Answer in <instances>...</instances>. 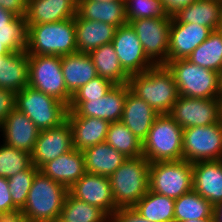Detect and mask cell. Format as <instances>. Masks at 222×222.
<instances>
[{
    "instance_id": "10",
    "label": "cell",
    "mask_w": 222,
    "mask_h": 222,
    "mask_svg": "<svg viewBox=\"0 0 222 222\" xmlns=\"http://www.w3.org/2000/svg\"><path fill=\"white\" fill-rule=\"evenodd\" d=\"M183 160H222V119L215 124L183 129Z\"/></svg>"
},
{
    "instance_id": "9",
    "label": "cell",
    "mask_w": 222,
    "mask_h": 222,
    "mask_svg": "<svg viewBox=\"0 0 222 222\" xmlns=\"http://www.w3.org/2000/svg\"><path fill=\"white\" fill-rule=\"evenodd\" d=\"M28 86L69 106L72 94L67 90L61 69V56L28 55Z\"/></svg>"
},
{
    "instance_id": "5",
    "label": "cell",
    "mask_w": 222,
    "mask_h": 222,
    "mask_svg": "<svg viewBox=\"0 0 222 222\" xmlns=\"http://www.w3.org/2000/svg\"><path fill=\"white\" fill-rule=\"evenodd\" d=\"M68 188L38 171L20 212L31 222L53 221L60 217Z\"/></svg>"
},
{
    "instance_id": "51",
    "label": "cell",
    "mask_w": 222,
    "mask_h": 222,
    "mask_svg": "<svg viewBox=\"0 0 222 222\" xmlns=\"http://www.w3.org/2000/svg\"><path fill=\"white\" fill-rule=\"evenodd\" d=\"M53 222H66L64 220H62L60 217L56 218L55 220H53Z\"/></svg>"
},
{
    "instance_id": "32",
    "label": "cell",
    "mask_w": 222,
    "mask_h": 222,
    "mask_svg": "<svg viewBox=\"0 0 222 222\" xmlns=\"http://www.w3.org/2000/svg\"><path fill=\"white\" fill-rule=\"evenodd\" d=\"M191 63L222 74V32L214 30L187 58Z\"/></svg>"
},
{
    "instance_id": "4",
    "label": "cell",
    "mask_w": 222,
    "mask_h": 222,
    "mask_svg": "<svg viewBox=\"0 0 222 222\" xmlns=\"http://www.w3.org/2000/svg\"><path fill=\"white\" fill-rule=\"evenodd\" d=\"M150 162L142 155L127 158L109 177L116 207L132 208L149 190Z\"/></svg>"
},
{
    "instance_id": "42",
    "label": "cell",
    "mask_w": 222,
    "mask_h": 222,
    "mask_svg": "<svg viewBox=\"0 0 222 222\" xmlns=\"http://www.w3.org/2000/svg\"><path fill=\"white\" fill-rule=\"evenodd\" d=\"M16 93L0 88V124L16 108Z\"/></svg>"
},
{
    "instance_id": "25",
    "label": "cell",
    "mask_w": 222,
    "mask_h": 222,
    "mask_svg": "<svg viewBox=\"0 0 222 222\" xmlns=\"http://www.w3.org/2000/svg\"><path fill=\"white\" fill-rule=\"evenodd\" d=\"M61 69L66 88L72 95L98 76L88 53L75 52L61 56Z\"/></svg>"
},
{
    "instance_id": "28",
    "label": "cell",
    "mask_w": 222,
    "mask_h": 222,
    "mask_svg": "<svg viewBox=\"0 0 222 222\" xmlns=\"http://www.w3.org/2000/svg\"><path fill=\"white\" fill-rule=\"evenodd\" d=\"M82 153L85 171L106 177H110L127 159L105 141L83 150Z\"/></svg>"
},
{
    "instance_id": "7",
    "label": "cell",
    "mask_w": 222,
    "mask_h": 222,
    "mask_svg": "<svg viewBox=\"0 0 222 222\" xmlns=\"http://www.w3.org/2000/svg\"><path fill=\"white\" fill-rule=\"evenodd\" d=\"M15 103L40 131L59 126L66 120L68 107L64 103L30 86L16 93Z\"/></svg>"
},
{
    "instance_id": "19",
    "label": "cell",
    "mask_w": 222,
    "mask_h": 222,
    "mask_svg": "<svg viewBox=\"0 0 222 222\" xmlns=\"http://www.w3.org/2000/svg\"><path fill=\"white\" fill-rule=\"evenodd\" d=\"M193 165V190L213 206L222 201V160L198 161Z\"/></svg>"
},
{
    "instance_id": "37",
    "label": "cell",
    "mask_w": 222,
    "mask_h": 222,
    "mask_svg": "<svg viewBox=\"0 0 222 222\" xmlns=\"http://www.w3.org/2000/svg\"><path fill=\"white\" fill-rule=\"evenodd\" d=\"M27 33L26 17L17 16L12 22L0 26V40L11 53L27 51Z\"/></svg>"
},
{
    "instance_id": "46",
    "label": "cell",
    "mask_w": 222,
    "mask_h": 222,
    "mask_svg": "<svg viewBox=\"0 0 222 222\" xmlns=\"http://www.w3.org/2000/svg\"><path fill=\"white\" fill-rule=\"evenodd\" d=\"M0 222H31L21 212L0 216Z\"/></svg>"
},
{
    "instance_id": "8",
    "label": "cell",
    "mask_w": 222,
    "mask_h": 222,
    "mask_svg": "<svg viewBox=\"0 0 222 222\" xmlns=\"http://www.w3.org/2000/svg\"><path fill=\"white\" fill-rule=\"evenodd\" d=\"M193 189V165L186 160L150 163L149 190L177 199Z\"/></svg>"
},
{
    "instance_id": "30",
    "label": "cell",
    "mask_w": 222,
    "mask_h": 222,
    "mask_svg": "<svg viewBox=\"0 0 222 222\" xmlns=\"http://www.w3.org/2000/svg\"><path fill=\"white\" fill-rule=\"evenodd\" d=\"M88 54L95 65L98 76L107 79L114 85L128 84L130 76L121 67L112 43L104 44Z\"/></svg>"
},
{
    "instance_id": "45",
    "label": "cell",
    "mask_w": 222,
    "mask_h": 222,
    "mask_svg": "<svg viewBox=\"0 0 222 222\" xmlns=\"http://www.w3.org/2000/svg\"><path fill=\"white\" fill-rule=\"evenodd\" d=\"M196 0H162L163 5L169 15H173L180 8L186 7Z\"/></svg>"
},
{
    "instance_id": "31",
    "label": "cell",
    "mask_w": 222,
    "mask_h": 222,
    "mask_svg": "<svg viewBox=\"0 0 222 222\" xmlns=\"http://www.w3.org/2000/svg\"><path fill=\"white\" fill-rule=\"evenodd\" d=\"M150 222H174L175 199L148 190L132 207Z\"/></svg>"
},
{
    "instance_id": "39",
    "label": "cell",
    "mask_w": 222,
    "mask_h": 222,
    "mask_svg": "<svg viewBox=\"0 0 222 222\" xmlns=\"http://www.w3.org/2000/svg\"><path fill=\"white\" fill-rule=\"evenodd\" d=\"M38 171L39 169L32 164L29 168L8 178L12 202L19 210L24 207L27 201L34 176Z\"/></svg>"
},
{
    "instance_id": "26",
    "label": "cell",
    "mask_w": 222,
    "mask_h": 222,
    "mask_svg": "<svg viewBox=\"0 0 222 222\" xmlns=\"http://www.w3.org/2000/svg\"><path fill=\"white\" fill-rule=\"evenodd\" d=\"M72 128L73 148L83 151L106 140L110 122L96 117H66Z\"/></svg>"
},
{
    "instance_id": "6",
    "label": "cell",
    "mask_w": 222,
    "mask_h": 222,
    "mask_svg": "<svg viewBox=\"0 0 222 222\" xmlns=\"http://www.w3.org/2000/svg\"><path fill=\"white\" fill-rule=\"evenodd\" d=\"M142 154L150 162L183 160V128L169 115H158L147 138Z\"/></svg>"
},
{
    "instance_id": "2",
    "label": "cell",
    "mask_w": 222,
    "mask_h": 222,
    "mask_svg": "<svg viewBox=\"0 0 222 222\" xmlns=\"http://www.w3.org/2000/svg\"><path fill=\"white\" fill-rule=\"evenodd\" d=\"M27 35L28 55L65 56L77 52L74 18L30 25Z\"/></svg>"
},
{
    "instance_id": "18",
    "label": "cell",
    "mask_w": 222,
    "mask_h": 222,
    "mask_svg": "<svg viewBox=\"0 0 222 222\" xmlns=\"http://www.w3.org/2000/svg\"><path fill=\"white\" fill-rule=\"evenodd\" d=\"M39 131L36 125L17 108L0 124L3 142L29 154L33 151Z\"/></svg>"
},
{
    "instance_id": "1",
    "label": "cell",
    "mask_w": 222,
    "mask_h": 222,
    "mask_svg": "<svg viewBox=\"0 0 222 222\" xmlns=\"http://www.w3.org/2000/svg\"><path fill=\"white\" fill-rule=\"evenodd\" d=\"M128 84L130 90L159 115L170 114L179 96L174 77L165 64H157L145 72L131 75Z\"/></svg>"
},
{
    "instance_id": "29",
    "label": "cell",
    "mask_w": 222,
    "mask_h": 222,
    "mask_svg": "<svg viewBox=\"0 0 222 222\" xmlns=\"http://www.w3.org/2000/svg\"><path fill=\"white\" fill-rule=\"evenodd\" d=\"M222 15V0H196L180 8L173 16L180 23H195L218 30Z\"/></svg>"
},
{
    "instance_id": "49",
    "label": "cell",
    "mask_w": 222,
    "mask_h": 222,
    "mask_svg": "<svg viewBox=\"0 0 222 222\" xmlns=\"http://www.w3.org/2000/svg\"><path fill=\"white\" fill-rule=\"evenodd\" d=\"M10 54L11 52L5 46H3V42L0 40V56L10 55Z\"/></svg>"
},
{
    "instance_id": "21",
    "label": "cell",
    "mask_w": 222,
    "mask_h": 222,
    "mask_svg": "<svg viewBox=\"0 0 222 222\" xmlns=\"http://www.w3.org/2000/svg\"><path fill=\"white\" fill-rule=\"evenodd\" d=\"M76 13L77 0H28L27 28L75 18Z\"/></svg>"
},
{
    "instance_id": "53",
    "label": "cell",
    "mask_w": 222,
    "mask_h": 222,
    "mask_svg": "<svg viewBox=\"0 0 222 222\" xmlns=\"http://www.w3.org/2000/svg\"><path fill=\"white\" fill-rule=\"evenodd\" d=\"M221 91H222V74H221Z\"/></svg>"
},
{
    "instance_id": "43",
    "label": "cell",
    "mask_w": 222,
    "mask_h": 222,
    "mask_svg": "<svg viewBox=\"0 0 222 222\" xmlns=\"http://www.w3.org/2000/svg\"><path fill=\"white\" fill-rule=\"evenodd\" d=\"M109 222H150L133 208H119L109 217Z\"/></svg>"
},
{
    "instance_id": "20",
    "label": "cell",
    "mask_w": 222,
    "mask_h": 222,
    "mask_svg": "<svg viewBox=\"0 0 222 222\" xmlns=\"http://www.w3.org/2000/svg\"><path fill=\"white\" fill-rule=\"evenodd\" d=\"M39 171L69 189L86 173L84 155L82 151L73 148L56 159L45 163Z\"/></svg>"
},
{
    "instance_id": "47",
    "label": "cell",
    "mask_w": 222,
    "mask_h": 222,
    "mask_svg": "<svg viewBox=\"0 0 222 222\" xmlns=\"http://www.w3.org/2000/svg\"><path fill=\"white\" fill-rule=\"evenodd\" d=\"M16 17L17 15H15L14 13L10 11L4 10L0 6V26L6 25L7 23L12 22Z\"/></svg>"
},
{
    "instance_id": "3",
    "label": "cell",
    "mask_w": 222,
    "mask_h": 222,
    "mask_svg": "<svg viewBox=\"0 0 222 222\" xmlns=\"http://www.w3.org/2000/svg\"><path fill=\"white\" fill-rule=\"evenodd\" d=\"M165 65L174 77L180 96L222 98L221 75L218 72L193 64L187 59L167 61Z\"/></svg>"
},
{
    "instance_id": "27",
    "label": "cell",
    "mask_w": 222,
    "mask_h": 222,
    "mask_svg": "<svg viewBox=\"0 0 222 222\" xmlns=\"http://www.w3.org/2000/svg\"><path fill=\"white\" fill-rule=\"evenodd\" d=\"M28 59L27 51H17L0 57V88L18 93L28 86Z\"/></svg>"
},
{
    "instance_id": "48",
    "label": "cell",
    "mask_w": 222,
    "mask_h": 222,
    "mask_svg": "<svg viewBox=\"0 0 222 222\" xmlns=\"http://www.w3.org/2000/svg\"><path fill=\"white\" fill-rule=\"evenodd\" d=\"M213 221L222 222V201L213 206Z\"/></svg>"
},
{
    "instance_id": "41",
    "label": "cell",
    "mask_w": 222,
    "mask_h": 222,
    "mask_svg": "<svg viewBox=\"0 0 222 222\" xmlns=\"http://www.w3.org/2000/svg\"><path fill=\"white\" fill-rule=\"evenodd\" d=\"M20 212L13 204L8 179L0 177V216Z\"/></svg>"
},
{
    "instance_id": "40",
    "label": "cell",
    "mask_w": 222,
    "mask_h": 222,
    "mask_svg": "<svg viewBox=\"0 0 222 222\" xmlns=\"http://www.w3.org/2000/svg\"><path fill=\"white\" fill-rule=\"evenodd\" d=\"M113 83L101 76H96L87 84L80 87L71 98V101H88L89 99L103 97L112 87Z\"/></svg>"
},
{
    "instance_id": "50",
    "label": "cell",
    "mask_w": 222,
    "mask_h": 222,
    "mask_svg": "<svg viewBox=\"0 0 222 222\" xmlns=\"http://www.w3.org/2000/svg\"><path fill=\"white\" fill-rule=\"evenodd\" d=\"M182 222H214L213 218H208V219H201V220H186V221H182Z\"/></svg>"
},
{
    "instance_id": "15",
    "label": "cell",
    "mask_w": 222,
    "mask_h": 222,
    "mask_svg": "<svg viewBox=\"0 0 222 222\" xmlns=\"http://www.w3.org/2000/svg\"><path fill=\"white\" fill-rule=\"evenodd\" d=\"M73 149L72 128L66 119L59 126L39 131L31 152L32 164L40 169L48 161Z\"/></svg>"
},
{
    "instance_id": "11",
    "label": "cell",
    "mask_w": 222,
    "mask_h": 222,
    "mask_svg": "<svg viewBox=\"0 0 222 222\" xmlns=\"http://www.w3.org/2000/svg\"><path fill=\"white\" fill-rule=\"evenodd\" d=\"M127 94L128 84H119L101 98L71 101L66 117H96L110 123L121 121Z\"/></svg>"
},
{
    "instance_id": "24",
    "label": "cell",
    "mask_w": 222,
    "mask_h": 222,
    "mask_svg": "<svg viewBox=\"0 0 222 222\" xmlns=\"http://www.w3.org/2000/svg\"><path fill=\"white\" fill-rule=\"evenodd\" d=\"M77 14L85 20L100 21L117 28L127 24L125 0H77Z\"/></svg>"
},
{
    "instance_id": "44",
    "label": "cell",
    "mask_w": 222,
    "mask_h": 222,
    "mask_svg": "<svg viewBox=\"0 0 222 222\" xmlns=\"http://www.w3.org/2000/svg\"><path fill=\"white\" fill-rule=\"evenodd\" d=\"M0 6L20 17H26L28 0H0Z\"/></svg>"
},
{
    "instance_id": "12",
    "label": "cell",
    "mask_w": 222,
    "mask_h": 222,
    "mask_svg": "<svg viewBox=\"0 0 222 222\" xmlns=\"http://www.w3.org/2000/svg\"><path fill=\"white\" fill-rule=\"evenodd\" d=\"M171 22L172 15L169 18H144L129 23L145 54L155 65L168 61Z\"/></svg>"
},
{
    "instance_id": "36",
    "label": "cell",
    "mask_w": 222,
    "mask_h": 222,
    "mask_svg": "<svg viewBox=\"0 0 222 222\" xmlns=\"http://www.w3.org/2000/svg\"><path fill=\"white\" fill-rule=\"evenodd\" d=\"M2 143L0 145V177L8 179L32 165L31 154Z\"/></svg>"
},
{
    "instance_id": "34",
    "label": "cell",
    "mask_w": 222,
    "mask_h": 222,
    "mask_svg": "<svg viewBox=\"0 0 222 222\" xmlns=\"http://www.w3.org/2000/svg\"><path fill=\"white\" fill-rule=\"evenodd\" d=\"M60 218L66 222H109V216L102 209L73 197L69 192Z\"/></svg>"
},
{
    "instance_id": "16",
    "label": "cell",
    "mask_w": 222,
    "mask_h": 222,
    "mask_svg": "<svg viewBox=\"0 0 222 222\" xmlns=\"http://www.w3.org/2000/svg\"><path fill=\"white\" fill-rule=\"evenodd\" d=\"M68 192L77 199L99 207L109 217L118 210L109 177L86 172L68 189Z\"/></svg>"
},
{
    "instance_id": "14",
    "label": "cell",
    "mask_w": 222,
    "mask_h": 222,
    "mask_svg": "<svg viewBox=\"0 0 222 222\" xmlns=\"http://www.w3.org/2000/svg\"><path fill=\"white\" fill-rule=\"evenodd\" d=\"M112 44L121 67L129 76L145 72L155 65L145 54L136 32L128 23L116 29Z\"/></svg>"
},
{
    "instance_id": "13",
    "label": "cell",
    "mask_w": 222,
    "mask_h": 222,
    "mask_svg": "<svg viewBox=\"0 0 222 222\" xmlns=\"http://www.w3.org/2000/svg\"><path fill=\"white\" fill-rule=\"evenodd\" d=\"M183 129L215 124L222 119V98L178 96L169 114Z\"/></svg>"
},
{
    "instance_id": "35",
    "label": "cell",
    "mask_w": 222,
    "mask_h": 222,
    "mask_svg": "<svg viewBox=\"0 0 222 222\" xmlns=\"http://www.w3.org/2000/svg\"><path fill=\"white\" fill-rule=\"evenodd\" d=\"M105 142L126 158L143 155L142 142L121 121L110 123Z\"/></svg>"
},
{
    "instance_id": "33",
    "label": "cell",
    "mask_w": 222,
    "mask_h": 222,
    "mask_svg": "<svg viewBox=\"0 0 222 222\" xmlns=\"http://www.w3.org/2000/svg\"><path fill=\"white\" fill-rule=\"evenodd\" d=\"M213 205L195 190L175 199L174 222L213 218Z\"/></svg>"
},
{
    "instance_id": "38",
    "label": "cell",
    "mask_w": 222,
    "mask_h": 222,
    "mask_svg": "<svg viewBox=\"0 0 222 222\" xmlns=\"http://www.w3.org/2000/svg\"><path fill=\"white\" fill-rule=\"evenodd\" d=\"M127 23L144 18H169L162 0H125Z\"/></svg>"
},
{
    "instance_id": "23",
    "label": "cell",
    "mask_w": 222,
    "mask_h": 222,
    "mask_svg": "<svg viewBox=\"0 0 222 222\" xmlns=\"http://www.w3.org/2000/svg\"><path fill=\"white\" fill-rule=\"evenodd\" d=\"M77 52L90 51L112 43L117 27L100 21L85 20L75 15Z\"/></svg>"
},
{
    "instance_id": "52",
    "label": "cell",
    "mask_w": 222,
    "mask_h": 222,
    "mask_svg": "<svg viewBox=\"0 0 222 222\" xmlns=\"http://www.w3.org/2000/svg\"><path fill=\"white\" fill-rule=\"evenodd\" d=\"M219 30L222 32V15H221V21H220Z\"/></svg>"
},
{
    "instance_id": "22",
    "label": "cell",
    "mask_w": 222,
    "mask_h": 222,
    "mask_svg": "<svg viewBox=\"0 0 222 222\" xmlns=\"http://www.w3.org/2000/svg\"><path fill=\"white\" fill-rule=\"evenodd\" d=\"M159 114L143 99L136 96L129 87L121 122L143 142Z\"/></svg>"
},
{
    "instance_id": "17",
    "label": "cell",
    "mask_w": 222,
    "mask_h": 222,
    "mask_svg": "<svg viewBox=\"0 0 222 222\" xmlns=\"http://www.w3.org/2000/svg\"><path fill=\"white\" fill-rule=\"evenodd\" d=\"M212 30L193 23H180L173 15L170 25L168 61L187 59L210 35Z\"/></svg>"
}]
</instances>
